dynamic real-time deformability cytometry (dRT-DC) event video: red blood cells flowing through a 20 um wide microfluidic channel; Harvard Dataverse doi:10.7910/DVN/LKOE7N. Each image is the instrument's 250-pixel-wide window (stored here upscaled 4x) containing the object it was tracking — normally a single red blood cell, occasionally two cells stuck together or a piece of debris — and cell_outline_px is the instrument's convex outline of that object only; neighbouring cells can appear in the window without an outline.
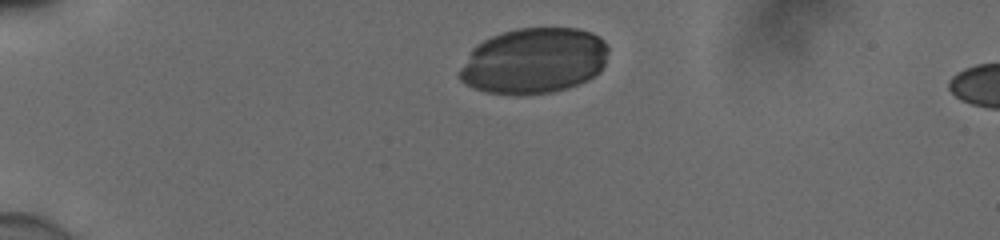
{"species": "human", "species_latin": "Homo sapiens", "temperature_condition": "cold", "stored_images_in_passage": 6, "camera_frame_rate_fps": 3000, "um_per_image_px": 0.085, "donor": {"sex": "male"}, "frame": {"image": 1, "passage_image": 1, "time_ms": 0.0, "image_size_px": [1000, 240], "cell_outline_px": [[608, 52], [604, 64], [600, 72], [588, 80], [580, 84], [568, 88], [552, 92], [516, 96], [484, 92], [472, 88], [464, 84], [460, 80], [460, 68], [472, 48], [476, 44], [492, 36], [516, 28], [580, 28], [592, 32], [600, 36], [604, 40], [608, 48]], "centroid_in_image_um": [45.39, 5.18], "position_along_channel_um": 39.6, "area_um2": 57.74}}